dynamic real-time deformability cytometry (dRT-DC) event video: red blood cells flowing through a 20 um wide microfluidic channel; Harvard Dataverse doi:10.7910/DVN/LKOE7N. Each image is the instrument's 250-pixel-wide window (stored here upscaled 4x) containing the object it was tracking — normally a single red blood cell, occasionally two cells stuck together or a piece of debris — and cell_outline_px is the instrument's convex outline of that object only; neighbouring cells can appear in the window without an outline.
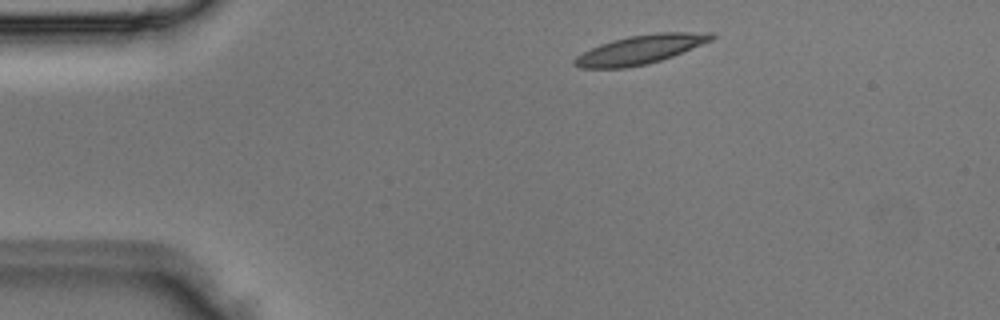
{"species": "Egyptian fruit bat (a non-hibernating species)", "species_latin": "Rousettus aegyptiacus", "temperature_condition": "room temperature", "stored_images_in_passage": 2, "camera_frame_rate_fps": 3000, "um_per_image_px": 0.085, "animal": {"sex": "male"}, "frame": {"image": 1, "passage_image": 1, "time_ms": 0.0, "image_size_px": [1000, 320], "cell_outline_px": [[716, 36], [712, 40], [672, 56], [648, 64], [624, 68], [580, 68], [572, 64], [572, 60], [576, 56], [600, 44], [612, 40], [628, 36], [656, 32], [712, 32]], "centroid_in_image_um": [54.41, 4.2], "position_along_channel_um": 30.6, "area_um2": 23.06}}
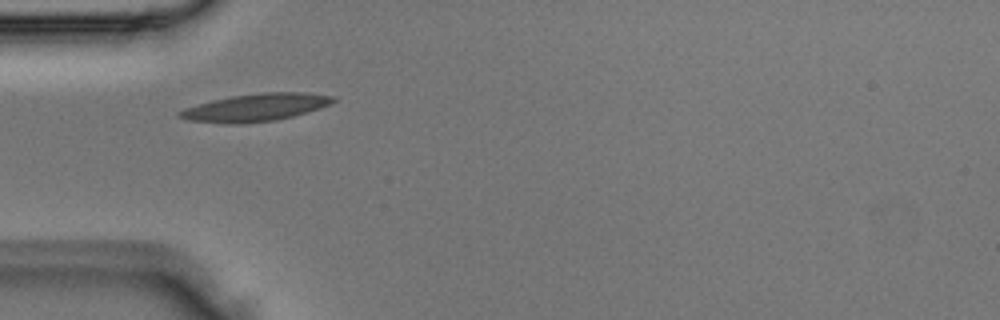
{"frame": {"image": 2, "passage_image": 2, "time_ms": 0.333, "image_size_px": [1000, 320], "cell_outline_px": [[336, 100], [332, 104], [320, 108], [292, 116], [276, 120], [244, 124], [228, 124], [188, 120], [180, 116], [176, 112], [184, 108], [212, 100], [232, 96], [264, 92], [304, 92], [336, 96]], "centroid_in_image_um": [21.76, 9.13], "position_along_channel_um": 63.2, "area_um2": 24.74}}